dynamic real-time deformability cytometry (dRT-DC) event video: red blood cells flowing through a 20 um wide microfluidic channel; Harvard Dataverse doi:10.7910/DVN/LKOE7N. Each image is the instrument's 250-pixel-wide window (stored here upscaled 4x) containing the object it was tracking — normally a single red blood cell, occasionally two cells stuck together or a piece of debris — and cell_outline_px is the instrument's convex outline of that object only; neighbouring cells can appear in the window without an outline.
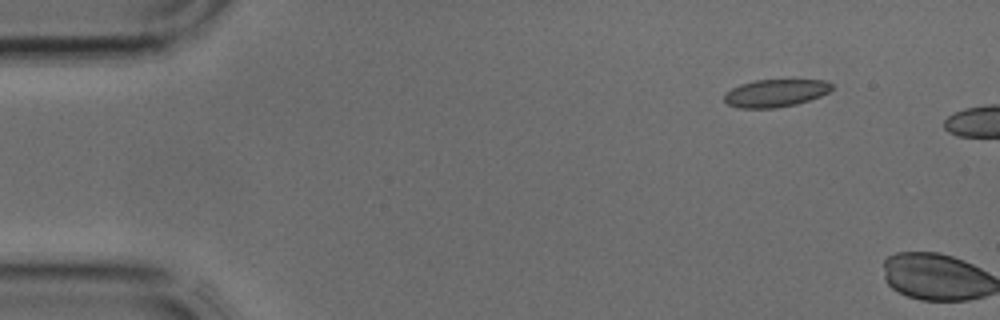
{"species": "common noctule bat (a hibernating species)", "species_latin": "Nyctalus noctula", "temperature_condition": "cold", "stored_images_in_passage": 2, "camera_frame_rate_fps": 3000, "um_per_image_px": 0.085, "animal": {"sex": "male", "body_mass_g": 17.9, "forearm_length_mm": 54.2}, "frame": {"image": 1, "passage_image": 1, "time_ms": 0.0, "image_size_px": [1000, 320], "cell_outline_px": [[832, 88], [828, 92], [820, 96], [796, 104], [776, 108], [740, 108], [728, 104], [724, 100], [724, 96], [732, 88], [740, 84], [756, 80], [828, 80], [832, 84]], "centroid_in_image_um": [65.93, 7.91], "position_along_channel_um": 19.1, "area_um2": 17.17}}